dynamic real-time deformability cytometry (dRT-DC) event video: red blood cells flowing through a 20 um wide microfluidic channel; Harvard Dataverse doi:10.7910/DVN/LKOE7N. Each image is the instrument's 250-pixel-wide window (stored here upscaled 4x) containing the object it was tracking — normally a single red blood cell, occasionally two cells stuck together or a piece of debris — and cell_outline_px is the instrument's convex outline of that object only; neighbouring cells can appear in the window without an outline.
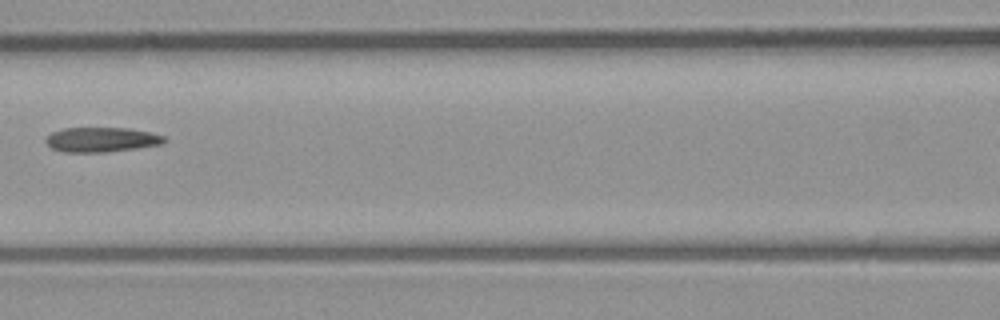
{"species": "common noctule bat (a hibernating species)", "species_latin": "Nyctalus noctula", "temperature_condition": "room temperature", "stored_images_in_passage": 6, "segment_of_instrument_passage": [1, 2], "camera_frame_rate_fps": 3000, "um_per_image_px": 0.085, "animal": {"sex": "male", "body_mass_g": 23.1, "forearm_length_mm": 52.7}, "frame": {"image": 1, "passage_image": 5, "time_ms": 4.667, "image_size_px": [1000, 320], "cell_outline_px": [[168, 140], [160, 144], [136, 148], [104, 152], [64, 152], [52, 148], [44, 140], [52, 132], [64, 128], [128, 128], [148, 132], [164, 136]], "centroid_in_image_um": [8.61, 11.87], "position_along_channel_um": 158.0, "area_um2": 16.88}}